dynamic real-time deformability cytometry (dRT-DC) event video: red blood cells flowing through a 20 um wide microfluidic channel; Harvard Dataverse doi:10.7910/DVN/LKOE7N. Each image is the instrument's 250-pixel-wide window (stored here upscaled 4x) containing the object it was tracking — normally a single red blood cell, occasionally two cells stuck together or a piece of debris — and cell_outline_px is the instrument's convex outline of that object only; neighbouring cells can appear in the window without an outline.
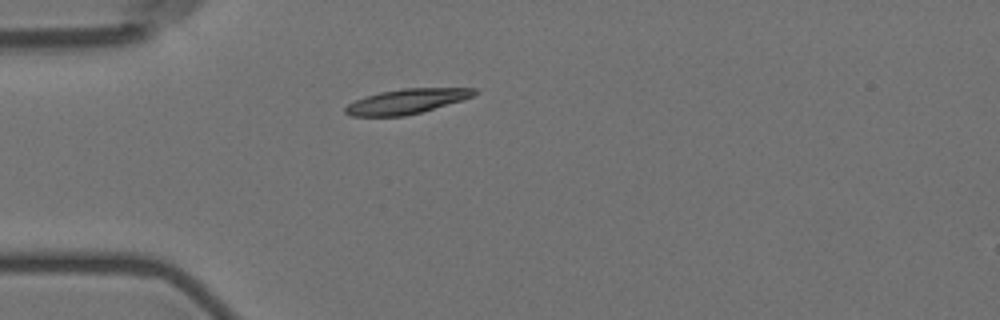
{"species": "Egyptian fruit bat (a non-hibernating species)", "species_latin": "Rousettus aegyptiacus", "temperature_condition": "room temperature", "stored_images_in_passage": 1, "camera_frame_rate_fps": 3000, "um_per_image_px": 0.085, "animal": {"sex": "female"}, "frame": {"image": 1, "passage_image": 1, "time_ms": 0.0, "image_size_px": [1000, 320], "cell_outline_px": [[476, 92], [472, 96], [460, 100], [420, 112], [404, 116], [352, 116], [344, 112], [344, 108], [348, 104], [364, 96], [380, 92], [404, 88], [476, 88]], "centroid_in_image_um": [34.5, 8.61], "position_along_channel_um": 50.5, "area_um2": 18.32}}